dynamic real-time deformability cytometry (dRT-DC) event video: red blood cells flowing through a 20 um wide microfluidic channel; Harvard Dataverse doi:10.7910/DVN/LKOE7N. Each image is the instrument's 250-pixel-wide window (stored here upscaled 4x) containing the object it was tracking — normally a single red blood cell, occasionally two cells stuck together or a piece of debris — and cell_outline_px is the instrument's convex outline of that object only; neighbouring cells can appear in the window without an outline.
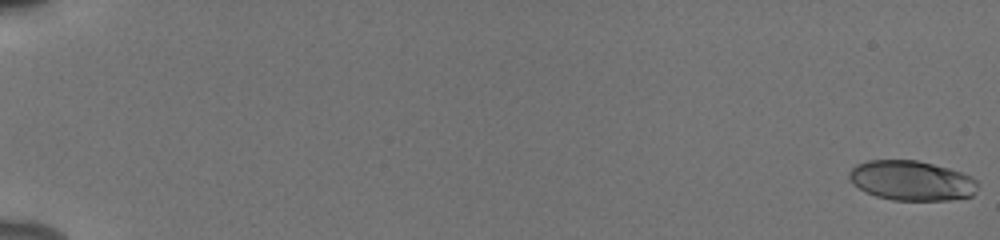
{"species": "human", "species_latin": "Homo sapiens", "temperature_condition": "cold", "stored_images_in_passage": 23, "camera_frame_rate_fps": 3000, "um_per_image_px": 0.085, "donor": {"sex": "male"}, "frame": {"image": 1, "passage_image": 1, "time_ms": 0.0, "image_size_px": [1000, 240], "cell_outline_px": [[976, 188], [972, 196], [948, 200], [892, 200], [876, 196], [852, 184], [848, 176], [848, 172], [856, 164], [868, 160], [916, 160], [948, 168], [972, 176], [976, 180]], "centroid_in_image_um": [77.45, 15.35], "position_along_channel_um": 7.5, "area_um2": 29.71}}
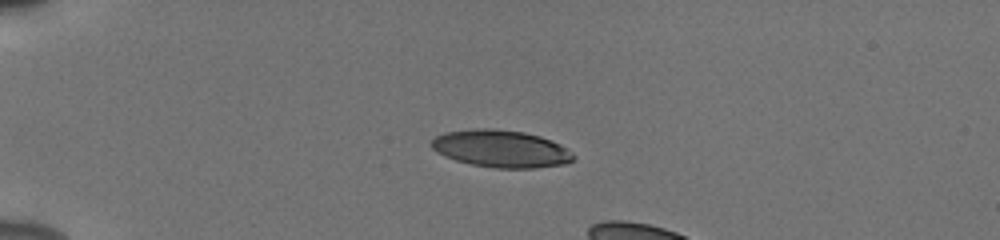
{"frame": {"image": 2, "passage_image": 16, "time_ms": 5.0, "image_size_px": [1000, 240], "cell_outline_px": [[576, 156], [568, 164], [536, 168], [496, 168], [472, 164], [456, 160], [444, 156], [436, 152], [428, 144], [436, 136], [444, 132], [472, 128], [496, 128], [524, 132], [540, 136], [552, 140], [568, 148]], "centroid_in_image_um": [42.6, 12.63], "position_along_channel_um": 42.4, "area_um2": 31.33}}
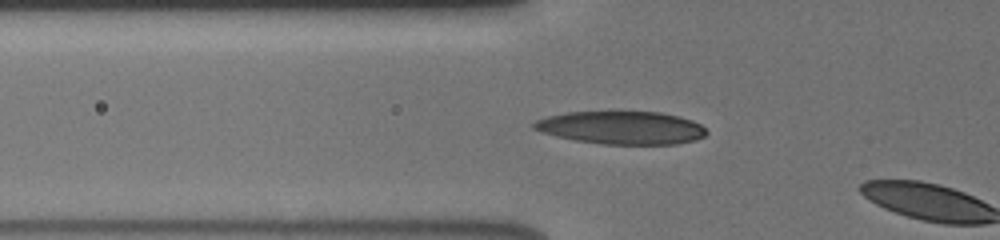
{"frame": {"image": 3, "passage_image": 22, "time_ms": 7.0, "image_size_px": [1000, 240], "cell_outline_px": [[708, 132], [704, 136], [696, 140], [676, 144], [600, 144], [576, 140], [556, 136], [532, 128], [532, 124], [536, 120], [544, 116], [568, 112], [612, 108], [660, 112], [680, 116], [692, 120], [700, 124]], "centroid_in_image_um": [52.81, 10.8], "position_along_channel_um": 73.0, "area_um2": 34.51}}